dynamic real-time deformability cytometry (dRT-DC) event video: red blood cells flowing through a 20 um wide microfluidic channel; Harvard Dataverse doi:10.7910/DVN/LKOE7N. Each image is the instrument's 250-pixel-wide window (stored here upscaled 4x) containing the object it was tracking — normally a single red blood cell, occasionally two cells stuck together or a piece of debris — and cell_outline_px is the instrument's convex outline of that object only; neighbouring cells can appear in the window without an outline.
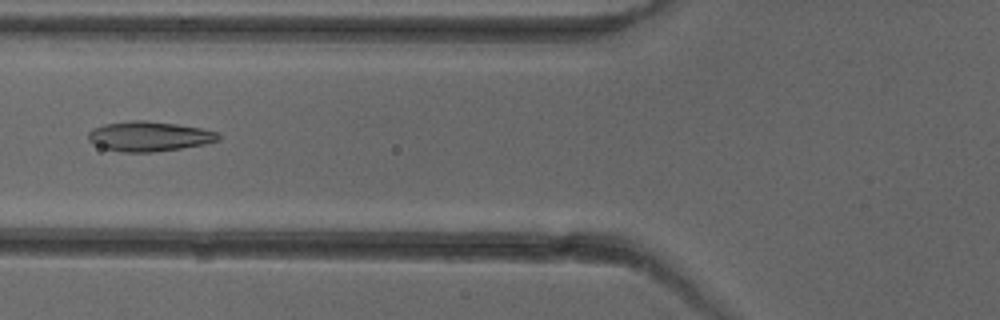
{"species": "common noctule bat (a hibernating species)", "species_latin": "Nyctalus noctula", "temperature_condition": "cold", "stored_images_in_passage": 6, "camera_frame_rate_fps": 3000, "um_per_image_px": 0.085, "animal": {"sex": "female"}, "frame": {"image": 1, "passage_image": 5, "time_ms": 6.0, "image_size_px": [1000, 320], "cell_outline_px": [[220, 140], [204, 144], [156, 152], [124, 152], [104, 148], [92, 144], [88, 140], [88, 132], [92, 128], [104, 124], [132, 120], [144, 120], [176, 124], [200, 128], [216, 132], [220, 136]], "centroid_in_image_um": [12.64, 11.59], "position_along_channel_um": 113.2, "area_um2": 22.6}}
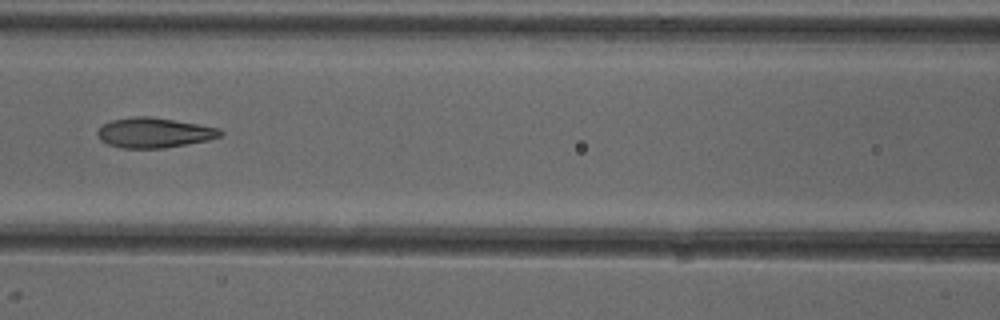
{"frame": {"image": 2, "passage_image": 6, "time_ms": 7.0, "image_size_px": [1000, 320], "cell_outline_px": [[224, 132], [220, 136], [208, 140], [164, 148], [120, 148], [108, 144], [100, 140], [96, 132], [104, 124], [112, 120], [136, 116], [152, 116], [220, 128]], "centroid_in_image_um": [13.1, 11.28], "position_along_channel_um": 153.5, "area_um2": 21.44}}